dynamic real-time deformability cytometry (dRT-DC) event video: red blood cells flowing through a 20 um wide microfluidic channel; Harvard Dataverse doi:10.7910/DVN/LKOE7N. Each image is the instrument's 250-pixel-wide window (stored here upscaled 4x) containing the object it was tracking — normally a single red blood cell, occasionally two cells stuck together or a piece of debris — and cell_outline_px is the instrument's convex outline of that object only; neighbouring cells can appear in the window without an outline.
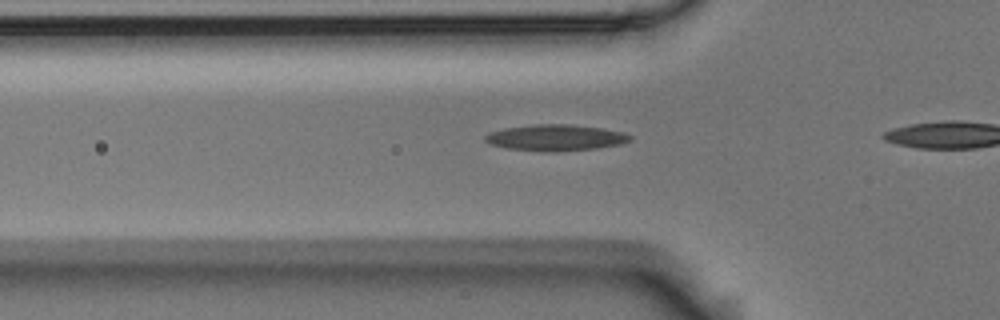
{"species": "Egyptian fruit bat (a non-hibernating species)", "species_latin": "Rousettus aegyptiacus", "temperature_condition": "room temperature", "stored_images_in_passage": 9, "camera_frame_rate_fps": 3000, "um_per_image_px": 0.085, "animal": {"sex": "male"}, "frame": {"image": 1, "passage_image": 7, "time_ms": 2.0, "image_size_px": [1000, 320], "cell_outline_px": [[632, 140], [620, 144], [596, 148], [508, 148], [492, 144], [484, 140], [484, 136], [488, 132], [504, 128], [536, 124], [572, 124], [600, 128], [620, 132], [632, 136]], "centroid_in_image_um": [47.22, 11.63], "position_along_channel_um": 78.6, "area_um2": 20.63}}